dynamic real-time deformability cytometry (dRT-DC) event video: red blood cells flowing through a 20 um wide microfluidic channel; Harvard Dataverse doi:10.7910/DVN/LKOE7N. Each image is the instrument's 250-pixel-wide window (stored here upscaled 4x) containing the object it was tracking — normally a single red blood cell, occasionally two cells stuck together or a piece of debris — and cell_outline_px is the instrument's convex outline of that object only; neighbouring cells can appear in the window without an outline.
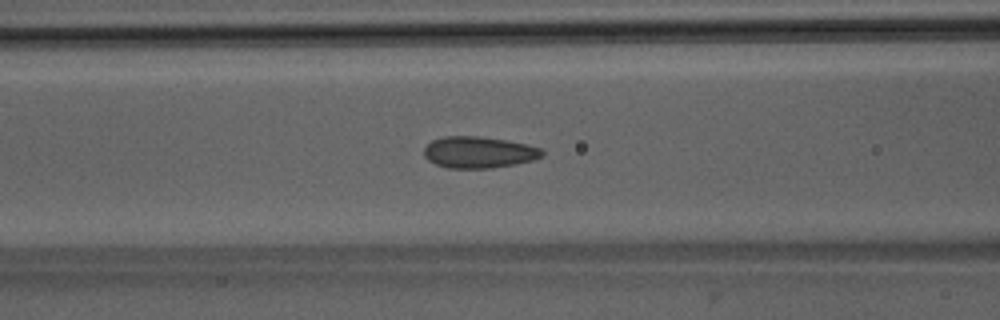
{"species": "Egyptian fruit bat (a non-hibernating species)", "species_latin": "Rousettus aegyptiacus", "temperature_condition": "room temperature", "stored_images_in_passage": 52, "camera_frame_rate_fps": 3000, "um_per_image_px": 0.085, "animal": {"sex": "male"}, "frame": {"image": 1, "passage_image": 22, "time_ms": 7.0, "image_size_px": [1000, 320], "cell_outline_px": [[544, 156], [532, 160], [516, 164], [492, 168], [448, 168], [436, 164], [428, 160], [424, 156], [424, 148], [432, 140], [444, 136], [480, 136], [528, 144], [540, 148], [544, 152]], "centroid_in_image_um": [40.7, 12.94], "position_along_channel_um": 125.9, "area_um2": 21.73}}
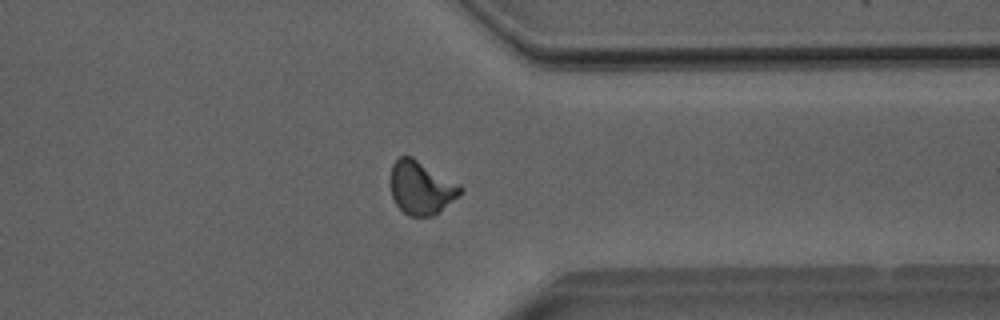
{"frame": {"image": 2, "passage_image": 41, "time_ms": 13.333, "image_size_px": [1000, 320], "cell_outline_px": [[464, 192], [432, 216], [408, 216], [396, 204], [392, 196], [388, 180], [392, 164], [400, 156], [412, 156], [460, 184], [464, 188]], "centroid_in_image_um": [35.77, 15.93], "position_along_channel_um": 375.6, "area_um2": 21.96}}
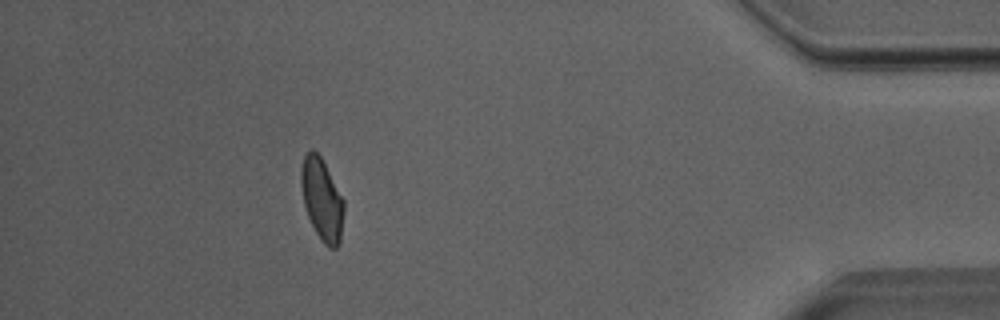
{"frame": {"image": 3, "passage_image": 47, "time_ms": 15.333, "image_size_px": [1000, 320], "cell_outline_px": [[344, 212], [340, 240], [336, 248], [328, 248], [320, 240], [308, 216], [304, 204], [300, 184], [300, 168], [304, 156], [312, 148], [320, 156], [344, 200]], "centroid_in_image_um": [27.35, 16.96], "position_along_channel_um": 407.8, "area_um2": 20.35}, "authors_computed_cell_mechanics": {"area_um2": 21.2993, "velocity_mm_per_s": 4.0022, "shape_relaxation_time_tau1_ms": 7.1704, "shape_relaxation_time_tau2_ms": 0.7305, "deformation_change_tau1": 0.1405, "deformation_change_tau2": 0.0574}}